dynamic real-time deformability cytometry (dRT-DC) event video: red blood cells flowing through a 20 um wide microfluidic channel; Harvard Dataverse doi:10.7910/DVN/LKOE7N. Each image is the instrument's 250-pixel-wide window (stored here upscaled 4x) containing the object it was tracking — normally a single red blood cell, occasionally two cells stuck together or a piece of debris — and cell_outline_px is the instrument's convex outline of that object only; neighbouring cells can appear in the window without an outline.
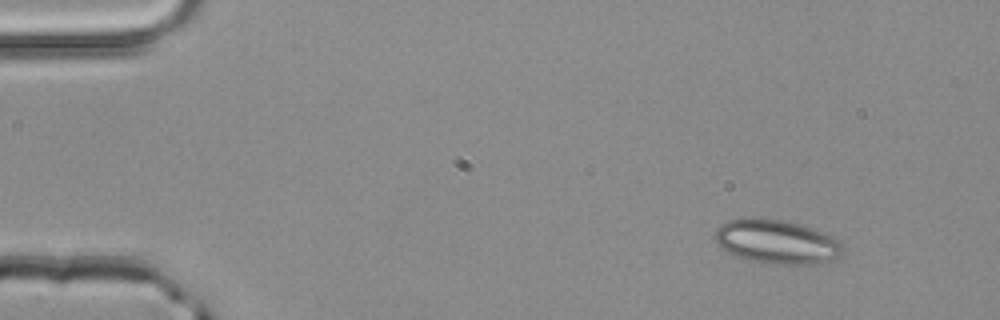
{"species": "common noctule bat (a hibernating species)", "species_latin": "Nyctalus noctula", "temperature_condition": "room temperature", "stored_images_in_passage": 3, "camera_frame_rate_fps": 3000, "um_per_image_px": 0.085, "animal": {"sex": "male", "body_mass_g": 20.4}, "frame": {"image": 1, "passage_image": 1, "time_ms": 0.0, "image_size_px": [1000, 320], "cell_outline_px": [[844, 252], [840, 256], [828, 260], [812, 264], [772, 264], [748, 260], [736, 256], [728, 252], [716, 240], [716, 228], [720, 224], [728, 220], [740, 216], [752, 216], [780, 220], [800, 224], [836, 236], [840, 240], [844, 248]], "centroid_in_image_um": [66.04, 20.52], "position_along_channel_um": 19.0, "area_um2": 33.18}}